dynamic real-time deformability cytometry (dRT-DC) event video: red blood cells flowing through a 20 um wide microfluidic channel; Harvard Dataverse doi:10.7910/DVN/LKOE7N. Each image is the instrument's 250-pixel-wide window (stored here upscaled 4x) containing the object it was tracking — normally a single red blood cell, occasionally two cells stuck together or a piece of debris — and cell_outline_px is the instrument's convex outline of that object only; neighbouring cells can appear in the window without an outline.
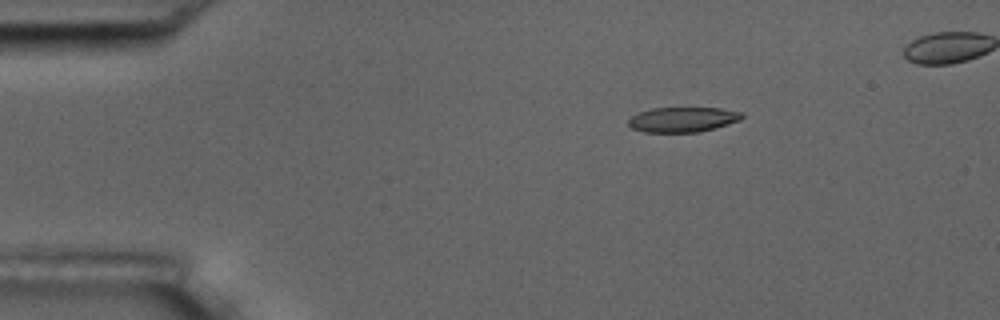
{"species": "common noctule bat (a hibernating species)", "species_latin": "Nyctalus noctula", "temperature_condition": "room temperature", "stored_images_in_passage": 6, "camera_frame_rate_fps": 3000, "um_per_image_px": 0.085, "animal": {"sex": "male", "body_mass_g": 17.5, "forearm_length_mm": 52.3}, "frame": {"image": 1, "passage_image": 3, "time_ms": 2.333, "image_size_px": [1000, 320], "cell_outline_px": [[744, 116], [740, 120], [700, 132], [644, 132], [632, 128], [628, 124], [628, 120], [632, 116], [640, 112], [652, 108], [720, 108], [740, 112]], "centroid_in_image_um": [58.01, 10.16], "position_along_channel_um": 27.0, "area_um2": 16.36}}